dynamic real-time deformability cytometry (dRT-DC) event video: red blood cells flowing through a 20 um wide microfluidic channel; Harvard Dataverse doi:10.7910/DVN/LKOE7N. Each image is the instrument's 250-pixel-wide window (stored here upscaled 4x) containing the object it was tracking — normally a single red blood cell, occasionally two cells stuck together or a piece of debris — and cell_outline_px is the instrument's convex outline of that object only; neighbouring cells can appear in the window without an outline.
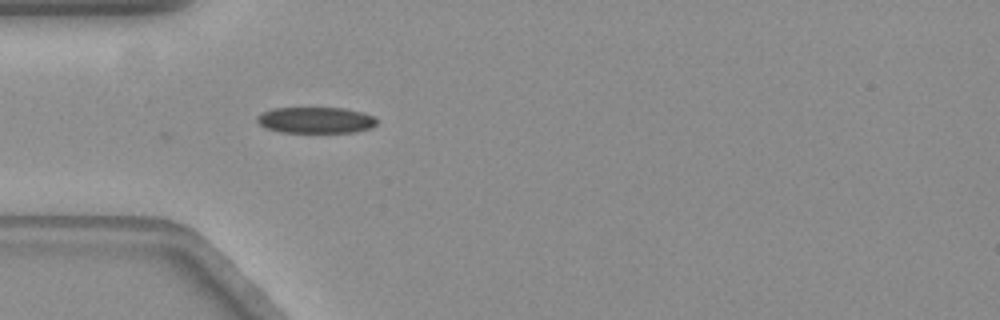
{"species": "common noctule bat (a hibernating species)", "species_latin": "Nyctalus noctula", "temperature_condition": "warm", "stored_images_in_passage": 5, "camera_frame_rate_fps": 3000, "um_per_image_px": 0.085, "animal": {"sex": "female", "body_mass_g": 19.3, "forearm_length_mm": 54.1}, "frame": {"image": 1, "passage_image": 1, "time_ms": 0.0, "image_size_px": [1000, 320], "cell_outline_px": [[376, 124], [368, 128], [356, 132], [280, 132], [264, 128], [256, 120], [256, 116], [260, 112], [272, 108], [344, 108], [364, 112], [376, 116]], "centroid_in_image_um": [26.8, 10.2], "position_along_channel_um": 58.2, "area_um2": 18.44}}